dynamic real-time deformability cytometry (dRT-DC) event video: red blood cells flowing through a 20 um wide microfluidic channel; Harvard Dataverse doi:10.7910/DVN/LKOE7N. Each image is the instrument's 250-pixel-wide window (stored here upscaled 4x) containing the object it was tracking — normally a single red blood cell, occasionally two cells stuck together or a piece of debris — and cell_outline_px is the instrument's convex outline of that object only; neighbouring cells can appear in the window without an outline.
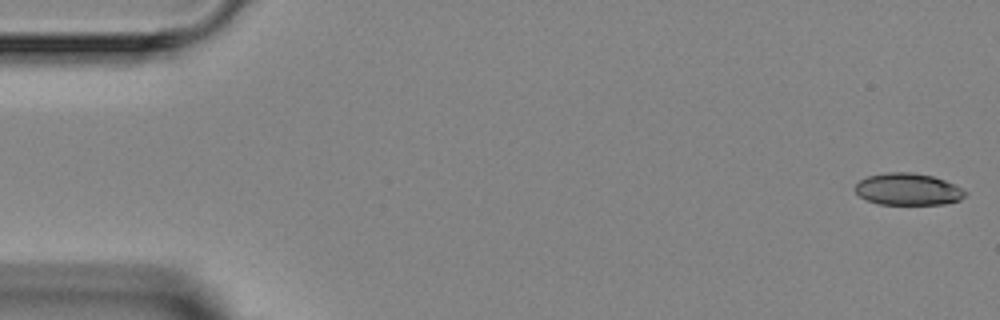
{"species": "Egyptian fruit bat (a non-hibernating species)", "species_latin": "Rousettus aegyptiacus", "temperature_condition": "room temperature", "stored_images_in_passage": 6, "camera_frame_rate_fps": 3000, "um_per_image_px": 0.085, "animal": {"sex": "female"}, "frame": {"image": 1, "passage_image": 1, "time_ms": 0.0, "image_size_px": [1000, 320], "cell_outline_px": [[968, 192], [960, 200], [944, 204], [880, 204], [868, 200], [860, 196], [856, 192], [856, 184], [860, 180], [868, 176], [884, 172], [912, 172], [932, 176], [944, 180]], "centroid_in_image_um": [77.18, 16.08], "position_along_channel_um": 7.8, "area_um2": 20.29}}
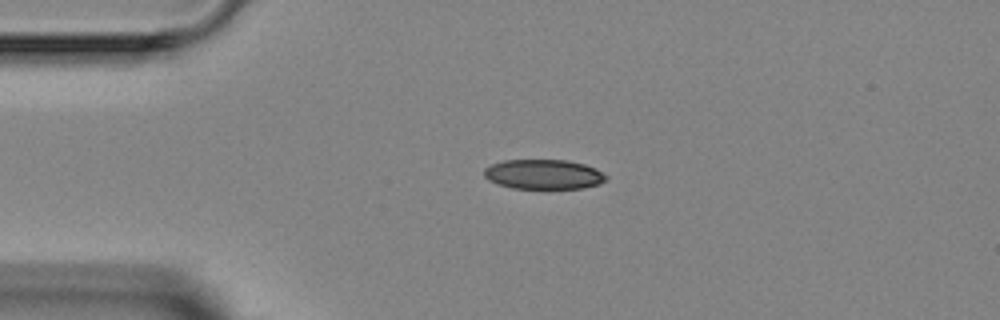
{"frame": {"image": 2, "passage_image": 4, "time_ms": 3.333, "image_size_px": [1000, 320], "cell_outline_px": [[608, 176], [600, 184], [584, 188], [512, 188], [496, 184], [488, 180], [484, 176], [484, 168], [492, 164], [504, 160], [568, 160], [584, 164], [596, 168]], "centroid_in_image_um": [46.2, 14.81], "position_along_channel_um": 38.8, "area_um2": 21.21}}
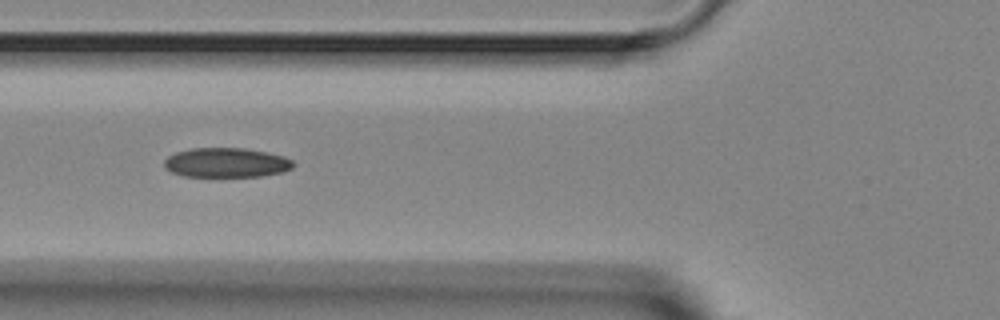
{"frame": {"image": 3, "passage_image": 6, "time_ms": 5.667, "image_size_px": [1000, 320], "cell_outline_px": [[292, 168], [280, 172], [260, 176], [184, 176], [172, 172], [164, 164], [164, 160], [168, 156], [176, 152], [192, 148], [244, 148], [268, 152], [284, 156], [292, 160]], "centroid_in_image_um": [19.23, 13.81], "position_along_channel_um": 106.6, "area_um2": 21.96}}